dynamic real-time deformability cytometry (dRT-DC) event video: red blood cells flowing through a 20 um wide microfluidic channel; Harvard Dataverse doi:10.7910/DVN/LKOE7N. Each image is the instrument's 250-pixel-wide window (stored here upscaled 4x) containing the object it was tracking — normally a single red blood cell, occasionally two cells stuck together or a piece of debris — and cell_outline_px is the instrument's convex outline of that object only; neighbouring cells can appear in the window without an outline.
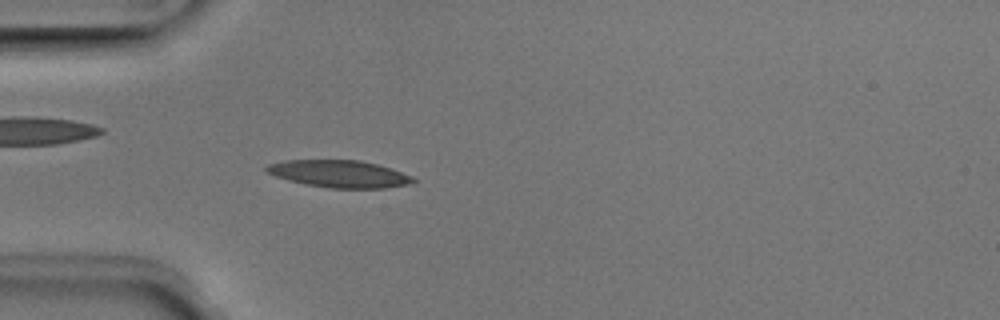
{"species": "Egyptian fruit bat (a non-hibernating species)", "species_latin": "Rousettus aegyptiacus", "temperature_condition": "room temperature", "stored_images_in_passage": 45, "camera_frame_rate_fps": 3000, "um_per_image_px": 0.085, "animal": {"sex": "male"}, "frame": {"image": 1, "passage_image": 9, "time_ms": 2.667, "image_size_px": [1000, 320], "cell_outline_px": [[416, 180], [408, 184], [384, 188], [328, 188], [288, 180], [276, 176], [268, 172], [264, 168], [268, 164], [284, 160], [360, 160], [392, 168], [412, 176]], "centroid_in_image_um": [28.85, 14.77], "position_along_channel_um": 56.2, "area_um2": 23.12}}
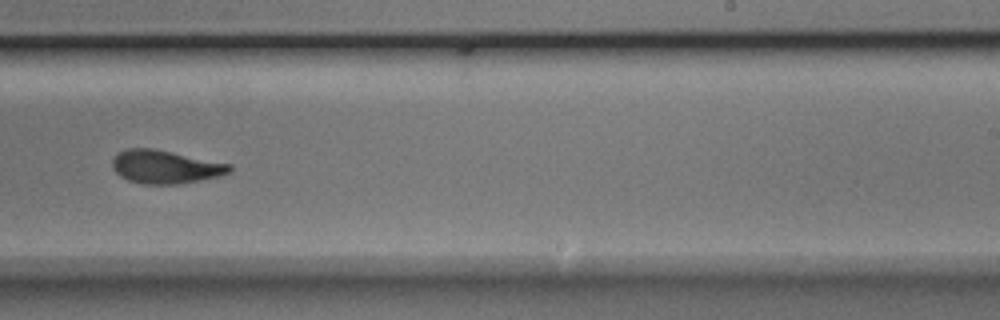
{"frame": {"image": 2, "passage_image": 26, "time_ms": 8.333, "image_size_px": [1000, 320], "cell_outline_px": [[232, 172], [220, 176], [200, 180], [176, 184], [144, 184], [128, 180], [120, 176], [112, 168], [112, 160], [116, 152], [128, 148], [152, 148], [232, 164]], "centroid_in_image_um": [14.04, 14.18], "position_along_channel_um": 275.0, "area_um2": 22.83}}
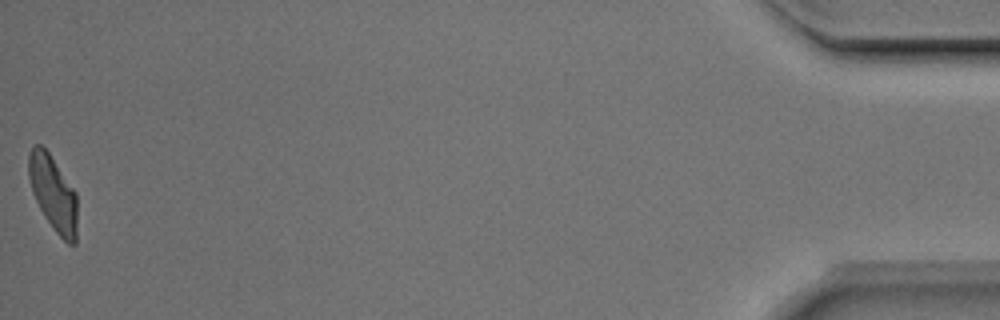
{"frame": {"image": 3, "passage_image": 45, "time_ms": 14.667, "image_size_px": [1000, 320], "cell_outline_px": [[76, 244], [68, 244], [56, 232], [44, 216], [32, 192], [28, 176], [28, 156], [32, 144], [40, 144], [48, 152], [76, 192]], "centroid_in_image_um": [4.5, 16.41], "position_along_channel_um": 430.7, "area_um2": 21.15}, "authors_computed_cell_mechanics": {"area_um2": 22.7154, "velocity_mm_per_s": 3.9756, "shape_relaxation_time_tau1_ms": 4.2087, "shape_relaxation_time_tau2_ms": 2.4187, "deformation_change_tau1": 0.1704, "deformation_change_tau2": 0.0884}}